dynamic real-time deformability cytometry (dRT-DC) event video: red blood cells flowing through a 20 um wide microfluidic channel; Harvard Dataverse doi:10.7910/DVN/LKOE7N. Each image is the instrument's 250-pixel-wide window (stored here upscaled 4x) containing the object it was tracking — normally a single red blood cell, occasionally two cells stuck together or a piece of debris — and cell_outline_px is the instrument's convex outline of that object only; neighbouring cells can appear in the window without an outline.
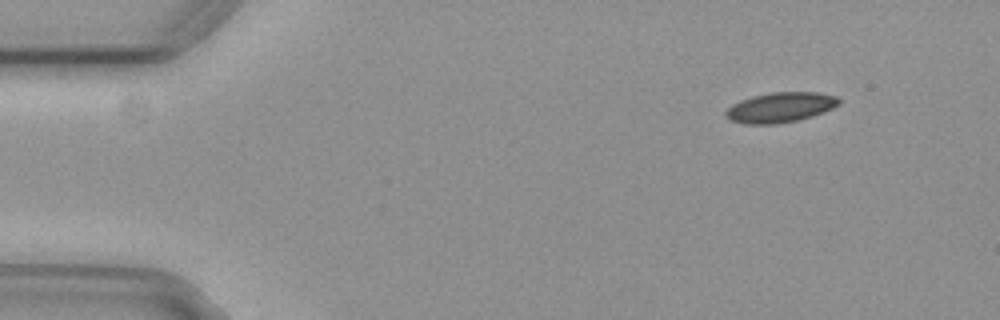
{"species": "common noctule bat (a hibernating species)", "species_latin": "Nyctalus noctula", "temperature_condition": "cold", "stored_images_in_passage": 50, "camera_frame_rate_fps": 3000, "um_per_image_px": 0.085, "animal": {"sex": "female", "body_mass_g": 29.2, "forearm_length_mm": 56.3}, "frame": {"image": 1, "passage_image": 1, "time_ms": 0.0, "image_size_px": [1000, 320], "cell_outline_px": [[840, 104], [824, 112], [812, 116], [796, 120], [776, 124], [744, 124], [732, 120], [724, 112], [732, 104], [740, 100], [752, 96], [772, 92], [816, 92], [836, 96], [840, 100]], "centroid_in_image_um": [66.34, 9.12], "position_along_channel_um": 18.7, "area_um2": 19.71}}
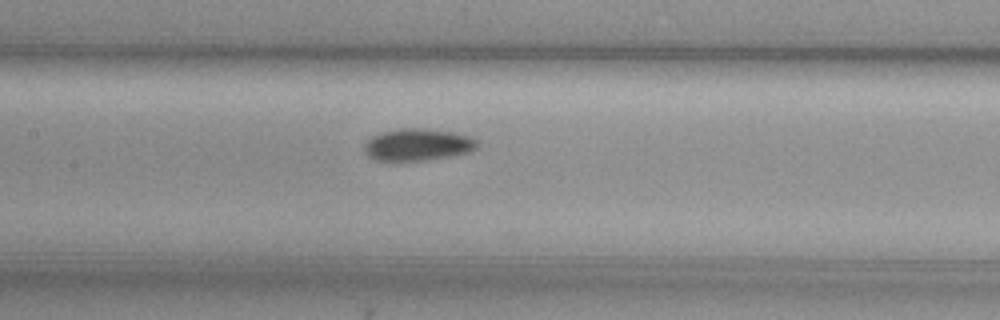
{"frame": {"image": 2, "passage_image": 21, "time_ms": 6.667, "image_size_px": [1000, 320], "cell_outline_px": [[476, 148], [468, 152], [448, 156], [424, 160], [376, 160], [368, 156], [364, 152], [364, 144], [372, 136], [380, 132], [400, 128], [424, 128], [452, 132], [472, 136], [476, 140]], "centroid_in_image_um": [35.47, 12.28], "position_along_channel_um": 171.9, "area_um2": 20.92}}
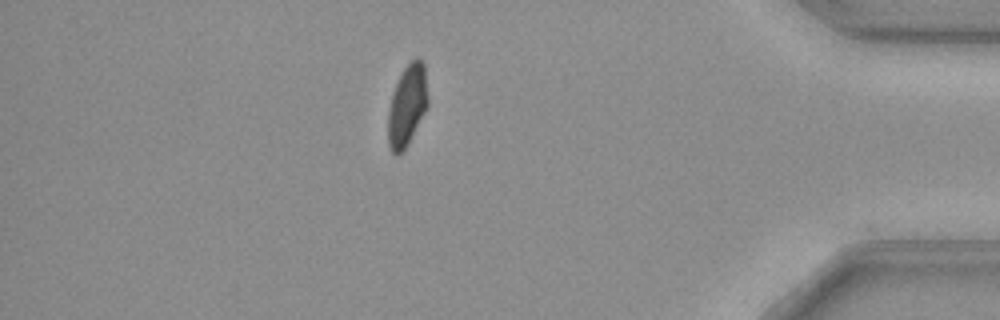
{"frame": {"image": 3, "passage_image": 43, "time_ms": 14.0, "image_size_px": [1000, 320], "cell_outline_px": [[428, 104], [424, 112], [404, 148], [396, 156], [392, 152], [388, 144], [388, 112], [392, 92], [404, 68], [416, 56], [424, 64], [428, 96]], "centroid_in_image_um": [34.59, 8.92], "position_along_channel_um": 400.6, "area_um2": 18.38}, "authors_computed_cell_mechanics": {"area_um2": 19.8832, "velocity_mm_per_s": 3.7059, "shape_relaxation_time_tau1_ms": 7.8955, "shape_relaxation_time_tau2_ms": 10.2515, "deformation_change_tau1": 0.1236, "deformation_change_tau2": 0.0962}}